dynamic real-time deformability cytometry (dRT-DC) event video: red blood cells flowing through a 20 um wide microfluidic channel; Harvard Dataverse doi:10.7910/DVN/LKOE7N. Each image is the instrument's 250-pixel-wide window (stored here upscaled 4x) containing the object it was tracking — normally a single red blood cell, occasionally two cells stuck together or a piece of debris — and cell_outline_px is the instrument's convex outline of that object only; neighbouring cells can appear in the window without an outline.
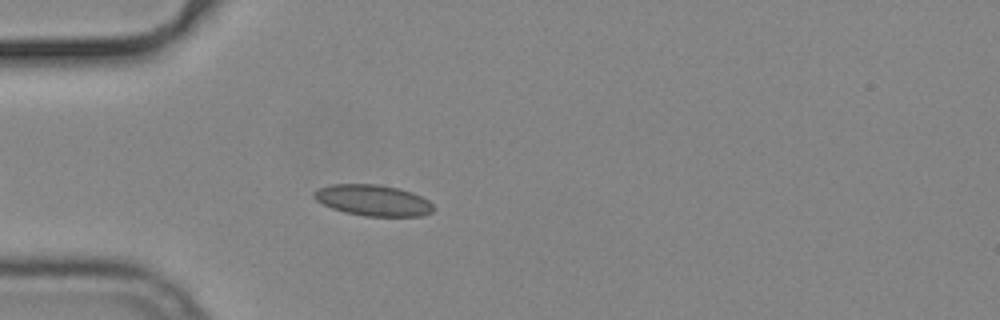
{"species": "common noctule bat (a hibernating species)", "species_latin": "Nyctalus noctula", "temperature_condition": "cold", "stored_images_in_passage": 43, "camera_frame_rate_fps": 3000, "um_per_image_px": 0.085, "animal": {"sex": "male", "body_mass_g": 19.2, "forearm_length_mm": 51.8}, "frame": {"image": 1, "passage_image": 7, "time_ms": 2.0, "image_size_px": [1000, 320], "cell_outline_px": [[432, 212], [420, 216], [364, 216], [344, 212], [332, 208], [316, 200], [312, 196], [312, 192], [316, 188], [332, 184], [380, 184], [400, 188], [412, 192], [428, 200], [432, 204]], "centroid_in_image_um": [31.67, 17.01], "position_along_channel_um": 53.3, "area_um2": 21.73}}
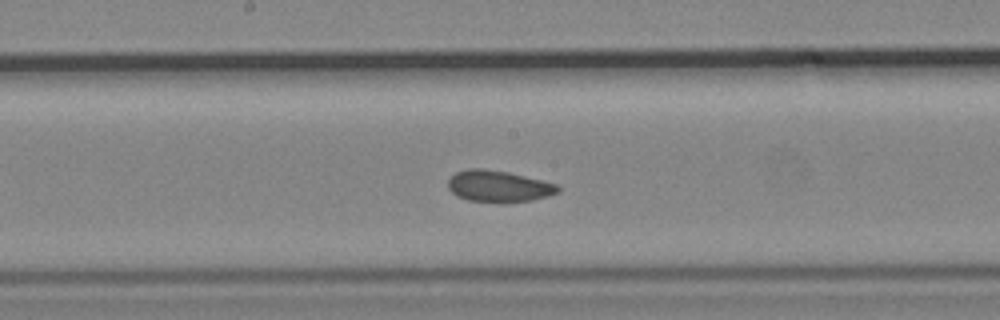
{"frame": {"image": 2, "passage_image": 20, "time_ms": 6.333, "image_size_px": [1000, 320], "cell_outline_px": [[560, 192], [548, 196], [532, 200], [468, 200], [452, 192], [448, 188], [448, 180], [456, 172], [468, 168], [484, 168], [508, 172], [556, 184], [560, 188]], "centroid_in_image_um": [42.37, 15.79], "position_along_channel_um": 205.8, "area_um2": 19.42}}
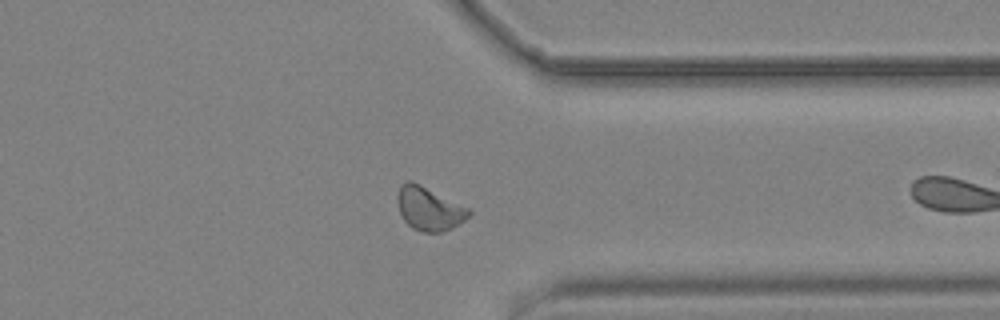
{"frame": {"image": 3, "passage_image": 30, "time_ms": 9.667, "image_size_px": [1000, 320], "cell_outline_px": [[472, 212], [464, 220], [452, 228], [444, 232], [424, 232], [412, 228], [404, 220], [400, 212], [396, 200], [396, 196], [400, 184], [404, 180], [412, 180], [468, 208]], "centroid_in_image_um": [36.42, 17.72], "position_along_channel_um": 375.0, "area_um2": 18.09}, "authors_computed_cell_mechanics": {"area_um2": 20.23, "velocity_mm_per_s": 3.7339, "shape_relaxation_time_tau1_ms": null, "shape_relaxation_time_tau2_ms": 2.2011, "deformation_change_tau1": null, "deformation_change_tau2": 0.0607}}